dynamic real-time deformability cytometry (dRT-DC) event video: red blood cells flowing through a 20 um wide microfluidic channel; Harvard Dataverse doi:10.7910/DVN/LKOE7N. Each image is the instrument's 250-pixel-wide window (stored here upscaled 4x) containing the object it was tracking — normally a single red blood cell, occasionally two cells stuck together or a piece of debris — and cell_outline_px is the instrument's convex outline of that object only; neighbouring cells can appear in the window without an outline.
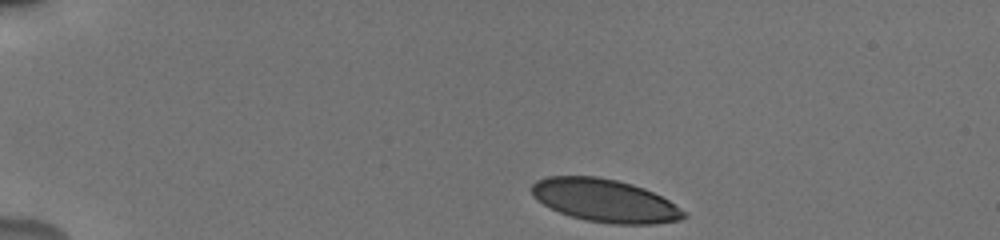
{"species": "human", "species_latin": "Homo sapiens", "temperature_condition": "cold", "stored_images_in_passage": 44, "camera_frame_rate_fps": 3000, "um_per_image_px": 0.085, "donor": {"sex": "male"}, "frame": {"image": 1, "passage_image": 1, "time_ms": 0.0, "image_size_px": [1000, 240], "cell_outline_px": [[688, 216], [680, 220], [652, 224], [612, 224], [584, 220], [560, 212], [536, 200], [532, 196], [532, 184], [536, 180], [548, 176], [596, 176], [616, 180], [632, 184], [644, 188], [668, 200], [688, 212]], "centroid_in_image_um": [51.43, 17.05], "position_along_channel_um": 33.6, "area_um2": 38.03}}
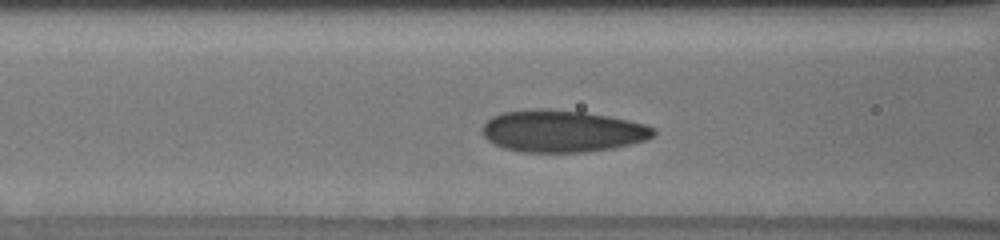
{"frame": {"image": 2, "passage_image": 14, "time_ms": 4.333, "image_size_px": [1000, 240], "cell_outline_px": [[656, 132], [652, 136], [644, 140], [616, 148], [584, 152], [520, 152], [504, 148], [488, 140], [480, 132], [484, 124], [492, 116], [500, 112], [584, 112], [608, 116], [628, 120], [644, 124], [656, 128]], "centroid_in_image_um": [47.82, 11.2], "position_along_channel_um": 118.8, "area_um2": 40.75}}
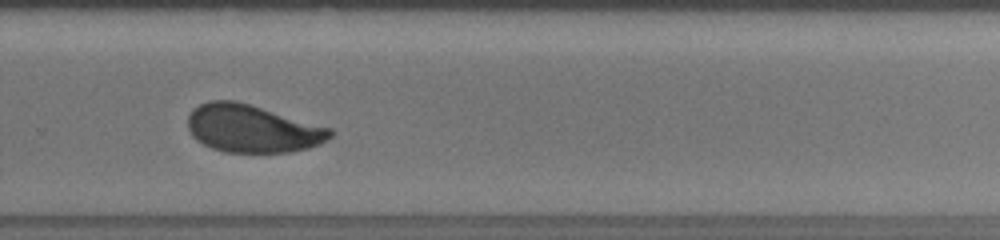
{"frame": {"image": 3, "passage_image": 29, "time_ms": 9.333, "image_size_px": [1000, 240], "cell_outline_px": [[336, 132], [332, 136], [320, 144], [308, 148], [288, 152], [224, 152], [212, 148], [196, 140], [192, 136], [188, 128], [188, 116], [192, 108], [208, 100], [236, 100], [332, 128]], "centroid_in_image_um": [21.44, 10.92], "position_along_channel_um": 308.4, "area_um2": 39.77}, "authors_computed_cell_mechanics": {"area_um2": 39.7086, "velocity_mm_per_s": 3.7988, "shape_relaxation_time_tau1_ms": 3.218, "shape_relaxation_time_tau2_ms": null, "deformation_change_tau1": 0.1231, "deformation_change_tau2": null}}